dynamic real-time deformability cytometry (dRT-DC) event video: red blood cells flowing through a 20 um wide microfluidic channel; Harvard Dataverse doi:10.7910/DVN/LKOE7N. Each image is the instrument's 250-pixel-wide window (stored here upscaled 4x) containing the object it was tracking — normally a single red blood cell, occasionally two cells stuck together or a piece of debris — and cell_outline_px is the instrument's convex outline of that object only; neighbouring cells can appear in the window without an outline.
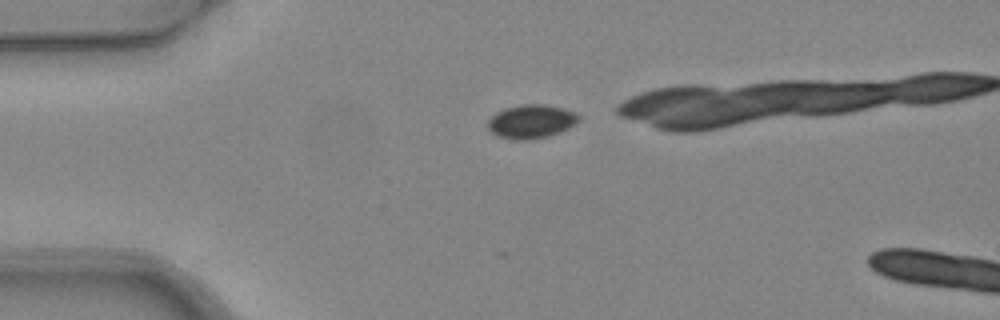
{"species": "common noctule bat (a hibernating species)", "species_latin": "Nyctalus noctula", "temperature_condition": "warm", "stored_images_in_passage": 4, "segment_of_instrument_passage": [2, 2], "camera_frame_rate_fps": 3000, "um_per_image_px": 0.085, "animal": {"sex": "female", "body_mass_g": 24.6, "forearm_length_mm": 56.2}, "frame": {"image": 1, "passage_image": 4, "time_ms": 1.0, "image_size_px": [1000, 320], "cell_outline_px": [[580, 120], [576, 124], [560, 132], [548, 136], [528, 140], [512, 140], [496, 136], [488, 128], [488, 120], [496, 112], [504, 108], [520, 104], [544, 104], [564, 108], [576, 112], [580, 116]], "centroid_in_image_um": [45.16, 10.32], "position_along_channel_um": 39.8, "area_um2": 18.15}}